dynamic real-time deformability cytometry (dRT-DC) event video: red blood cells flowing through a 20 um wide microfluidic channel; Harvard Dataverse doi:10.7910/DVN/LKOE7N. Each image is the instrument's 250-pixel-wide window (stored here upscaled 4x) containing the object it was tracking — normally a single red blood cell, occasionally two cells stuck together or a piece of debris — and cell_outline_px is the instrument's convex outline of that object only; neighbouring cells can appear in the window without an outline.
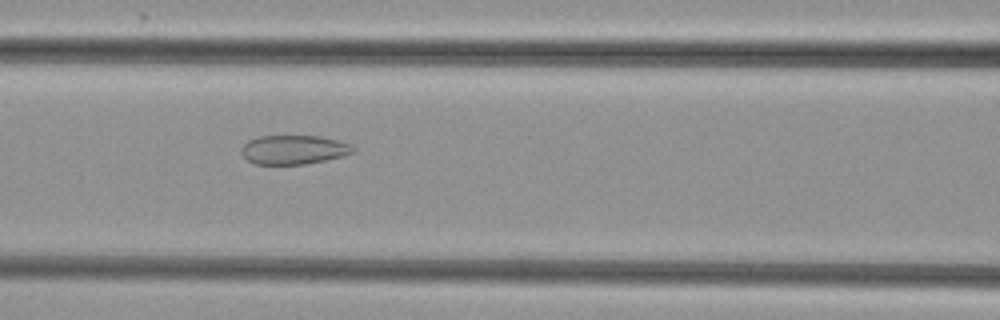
{"species": "common noctule bat (a hibernating species)", "species_latin": "Nyctalus noctula", "temperature_condition": "cold", "stored_images_in_passage": 48, "camera_frame_rate_fps": 3000, "um_per_image_px": 0.085, "animal": {"sex": "female", "body_mass_g": 29.2, "forearm_length_mm": 56.3}, "frame": {"image": 1, "passage_image": 18, "time_ms": 5.667, "image_size_px": [1000, 320], "cell_outline_px": [[356, 152], [344, 156], [304, 164], [256, 164], [248, 160], [240, 152], [244, 144], [248, 140], [260, 136], [320, 136], [352, 144], [356, 148]], "centroid_in_image_um": [25.01, 12.72], "position_along_channel_um": 141.6, "area_um2": 18.96}}
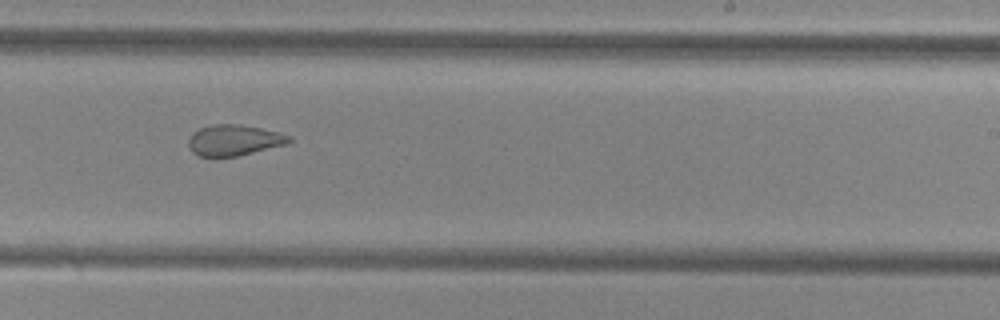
{"frame": {"image": 2, "passage_image": 28, "time_ms": 9.0, "image_size_px": [1000, 320], "cell_outline_px": [[292, 140], [284, 144], [240, 156], [212, 160], [200, 156], [192, 152], [188, 144], [188, 140], [192, 132], [200, 128], [212, 124], [240, 124], [280, 132], [292, 136]], "centroid_in_image_um": [19.84, 11.95], "position_along_channel_um": 269.2, "area_um2": 18.67}}
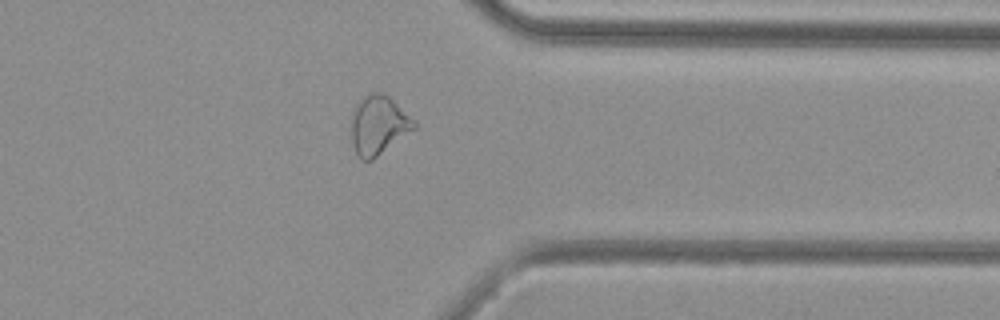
{"frame": {"image": 3, "passage_image": 37, "time_ms": 12.0, "image_size_px": [1000, 320], "cell_outline_px": [[416, 128], [372, 160], [364, 160], [356, 152], [352, 144], [352, 116], [356, 104], [368, 92], [384, 92], [416, 120]], "centroid_in_image_um": [32.19, 10.6], "position_along_channel_um": 379.2, "area_um2": 21.5}, "authors_computed_cell_mechanics": {"area_um2": 22.1374, "velocity_mm_per_s": 3.8315, "shape_relaxation_time_tau1_ms": null, "shape_relaxation_time_tau2_ms": 2.4631, "deformation_change_tau1": null, "deformation_change_tau2": 0.1036}}